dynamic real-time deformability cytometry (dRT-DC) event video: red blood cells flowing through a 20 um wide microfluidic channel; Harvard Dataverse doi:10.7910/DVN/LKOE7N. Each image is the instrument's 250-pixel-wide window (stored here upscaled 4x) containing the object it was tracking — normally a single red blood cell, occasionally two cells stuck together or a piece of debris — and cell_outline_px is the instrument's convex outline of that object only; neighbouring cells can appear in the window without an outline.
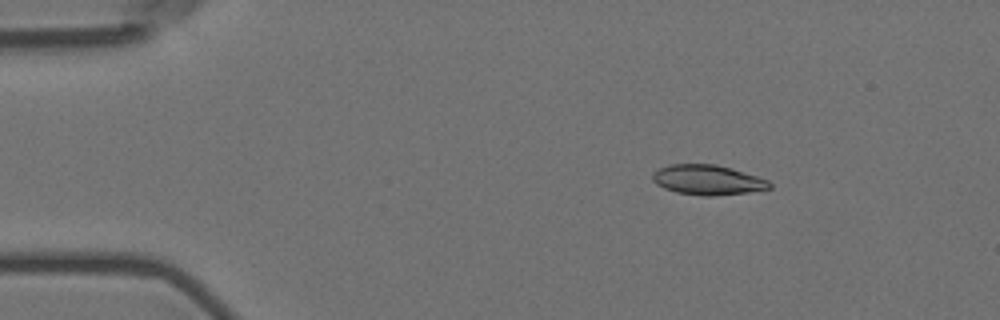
{"species": "Egyptian fruit bat (a non-hibernating species)", "species_latin": "Rousettus aegyptiacus", "temperature_condition": "room temperature", "stored_images_in_passage": 7, "camera_frame_rate_fps": 3000, "um_per_image_px": 0.085, "animal": {"sex": "female"}, "frame": {"image": 1, "passage_image": 3, "time_ms": 0.667, "image_size_px": [1000, 320], "cell_outline_px": [[772, 188], [748, 192], [712, 196], [704, 196], [676, 192], [664, 188], [656, 184], [652, 180], [652, 176], [660, 168], [672, 164], [716, 164], [732, 168], [768, 180], [772, 184]], "centroid_in_image_um": [60.17, 15.29], "position_along_channel_um": 24.8, "area_um2": 20.29}}
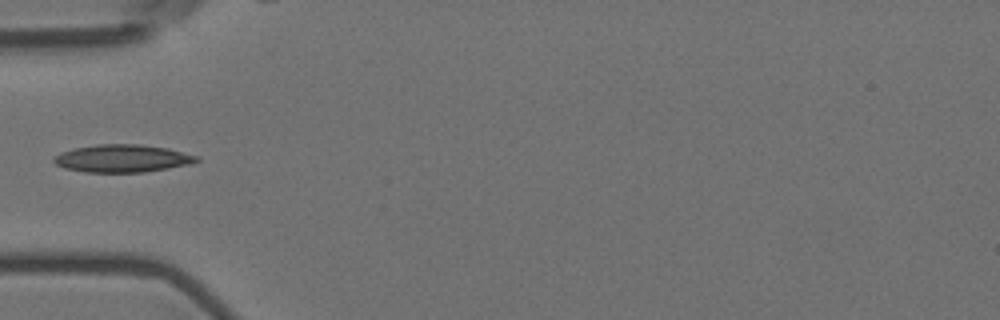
{"frame": {"image": 2, "passage_image": 5, "time_ms": 1.333, "image_size_px": [1000, 320], "cell_outline_px": [[200, 160], [192, 164], [144, 172], [84, 172], [64, 168], [56, 164], [52, 160], [60, 152], [72, 148], [96, 144], [140, 144], [168, 148], [200, 156]], "centroid_in_image_um": [10.42, 13.46], "position_along_channel_um": 74.6, "area_um2": 23.24}}
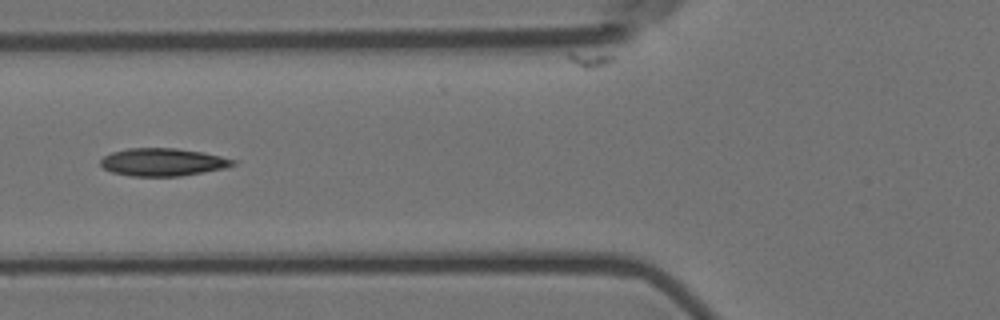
{"frame": {"image": 3, "passage_image": 6, "time_ms": 1.667, "image_size_px": [1000, 320], "cell_outline_px": [[240, 160], [236, 164], [224, 168], [180, 176], [132, 176], [112, 172], [104, 168], [100, 164], [100, 160], [104, 156], [112, 152], [128, 148], [176, 148], [204, 152]], "centroid_in_image_um": [13.88, 13.77], "position_along_channel_um": 111.9, "area_um2": 21.5}}